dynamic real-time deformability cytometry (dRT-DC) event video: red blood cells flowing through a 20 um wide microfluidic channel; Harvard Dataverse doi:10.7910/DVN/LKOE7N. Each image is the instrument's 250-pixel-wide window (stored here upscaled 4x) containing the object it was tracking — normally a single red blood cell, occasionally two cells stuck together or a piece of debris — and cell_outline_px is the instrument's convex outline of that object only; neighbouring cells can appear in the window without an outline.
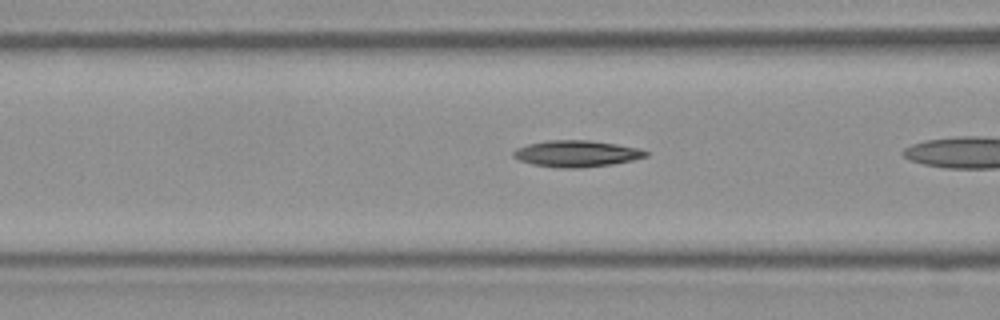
{"species": "Egyptian fruit bat (a non-hibernating species)", "species_latin": "Rousettus aegyptiacus", "temperature_condition": "room temperature", "stored_images_in_passage": 18, "camera_frame_rate_fps": 3000, "um_per_image_px": 0.085, "frame": {"image": 1, "passage_image": 16, "time_ms": 5.0, "image_size_px": [1000, 320], "cell_outline_px": [[648, 156], [632, 160], [612, 164], [580, 168], [560, 168], [532, 164], [520, 160], [512, 156], [512, 152], [516, 148], [528, 144], [548, 140], [588, 140], [616, 144], [636, 148], [648, 152]], "centroid_in_image_um": [48.97, 13.06], "position_along_channel_um": 117.6, "area_um2": 20.29}}